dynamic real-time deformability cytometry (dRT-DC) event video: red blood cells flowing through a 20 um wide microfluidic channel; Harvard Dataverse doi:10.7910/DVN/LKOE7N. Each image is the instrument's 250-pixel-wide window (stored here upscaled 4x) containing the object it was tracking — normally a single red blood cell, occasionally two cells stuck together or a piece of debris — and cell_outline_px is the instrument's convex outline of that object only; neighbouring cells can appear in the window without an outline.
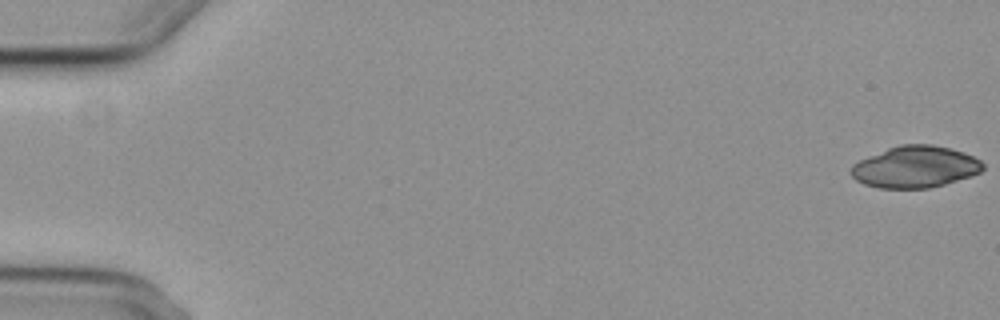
{"species": "common noctule bat (a hibernating species)", "species_latin": "Nyctalus noctula", "temperature_condition": "cold", "stored_images_in_passage": 6, "camera_frame_rate_fps": 3000, "um_per_image_px": 0.085, "animal": {"sex": "female", "body_mass_g": 29.2, "forearm_length_mm": 56.3}, "frame": {"image": 1, "passage_image": 1, "time_ms": 0.0, "image_size_px": [1000, 320], "cell_outline_px": [[984, 168], [980, 172], [944, 184], [928, 188], [880, 188], [864, 184], [856, 180], [848, 172], [852, 164], [868, 156], [888, 148], [900, 144], [932, 144], [964, 152], [980, 160], [984, 164]], "centroid_in_image_um": [77.75, 14.18], "position_along_channel_um": 7.2, "area_um2": 31.91}}